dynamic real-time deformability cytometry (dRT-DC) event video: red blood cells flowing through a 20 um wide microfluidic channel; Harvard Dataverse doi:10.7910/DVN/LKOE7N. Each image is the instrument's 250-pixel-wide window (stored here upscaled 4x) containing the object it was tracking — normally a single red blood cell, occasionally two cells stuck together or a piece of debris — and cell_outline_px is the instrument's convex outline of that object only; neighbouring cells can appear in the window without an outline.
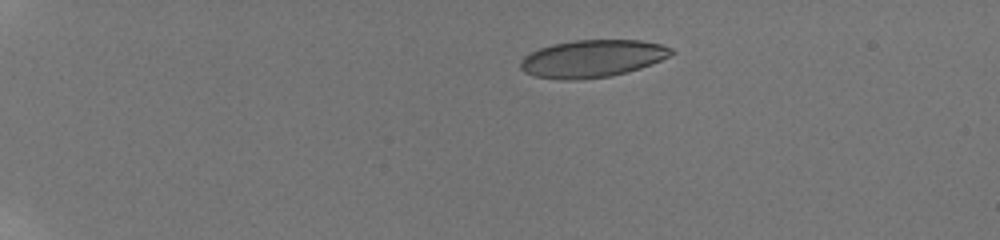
{"species": "human", "species_latin": "Homo sapiens", "temperature_condition": "room temperature", "stored_images_in_passage": 45, "camera_frame_rate_fps": 3000, "um_per_image_px": 0.085, "donor": {"sex": "male"}, "frame": {"image": 1, "passage_image": 1, "time_ms": 0.0, "image_size_px": [1000, 240], "cell_outline_px": [[676, 52], [652, 64], [640, 68], [612, 76], [576, 80], [560, 80], [536, 76], [524, 72], [520, 68], [520, 60], [524, 56], [540, 48], [552, 44], [576, 40], [640, 40], [660, 44], [672, 48]], "centroid_in_image_um": [50.34, 4.98], "position_along_channel_um": 34.7, "area_um2": 32.89}}
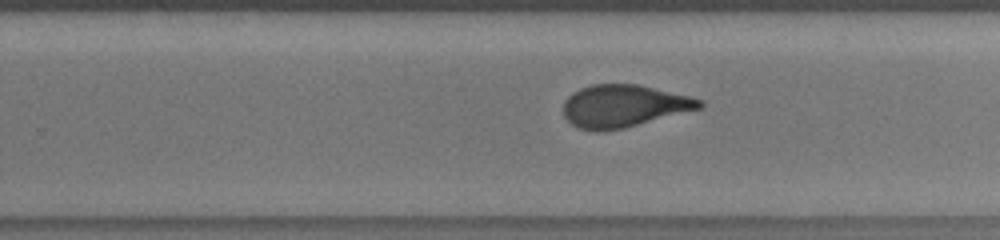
{"frame": {"image": 2, "passage_image": 28, "time_ms": 9.0, "image_size_px": [1000, 240], "cell_outline_px": [[704, 104], [700, 108], [624, 128], [600, 132], [576, 128], [564, 116], [564, 100], [572, 92], [580, 88], [592, 84], [636, 84], [688, 96], [704, 100]], "centroid_in_image_um": [52.96, 9.01], "position_along_channel_um": 276.8, "area_um2": 33.47}}
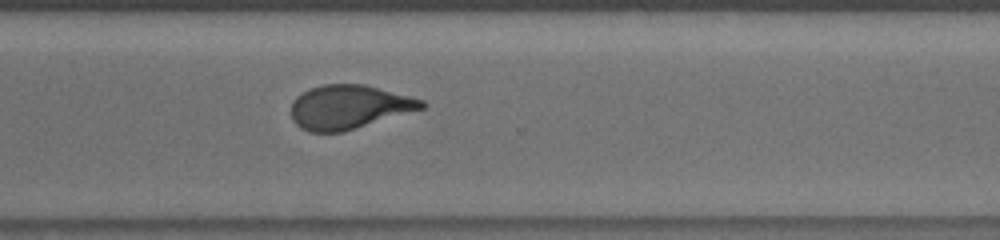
{"frame": {"image": 3, "passage_image": 33, "time_ms": 10.667, "image_size_px": [1000, 240], "cell_outline_px": [[428, 104], [424, 108], [344, 132], [308, 132], [300, 128], [292, 120], [292, 100], [296, 96], [312, 88], [324, 84], [364, 84], [424, 100]], "centroid_in_image_um": [29.65, 9.11], "position_along_channel_um": 340.9, "area_um2": 33.41}, "authors_computed_cell_mechanics": {"area_um2": 33.7552, "velocity_mm_per_s": 3.8439, "shape_relaxation_time_tau1_ms": 9.487, "shape_relaxation_time_tau2_ms": 0.9042, "deformation_change_tau1": 0.2568, "deformation_change_tau2": 0.0639}}